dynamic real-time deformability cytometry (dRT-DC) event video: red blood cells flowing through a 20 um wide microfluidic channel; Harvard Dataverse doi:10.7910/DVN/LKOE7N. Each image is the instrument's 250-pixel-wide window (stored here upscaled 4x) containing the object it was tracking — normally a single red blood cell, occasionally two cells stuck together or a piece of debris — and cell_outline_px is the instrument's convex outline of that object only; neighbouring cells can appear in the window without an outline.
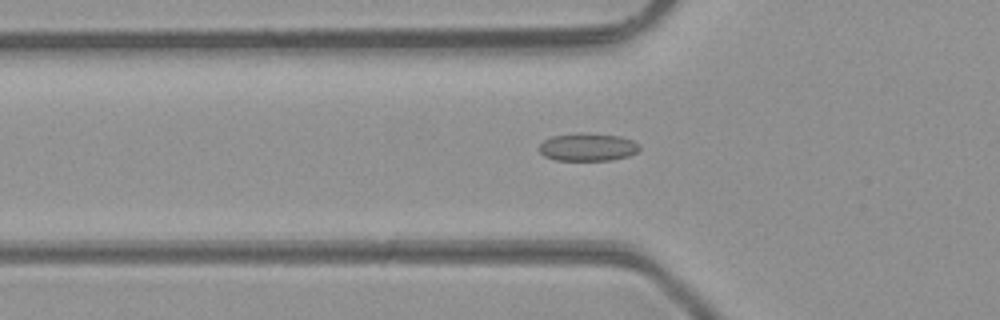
{"species": "common noctule bat (a hibernating species)", "species_latin": "Nyctalus noctula", "temperature_condition": "room temperature", "stored_images_in_passage": 46, "camera_frame_rate_fps": 3000, "um_per_image_px": 0.085, "animal": {"sex": "male", "body_mass_g": 23.1, "forearm_length_mm": 52.7}, "frame": {"image": 1, "passage_image": 15, "time_ms": 4.667, "image_size_px": [1000, 320], "cell_outline_px": [[640, 148], [636, 152], [628, 156], [612, 160], [556, 160], [544, 156], [540, 152], [540, 144], [544, 140], [552, 136], [580, 132], [620, 136], [632, 140], [640, 144]], "centroid_in_image_um": [49.96, 12.49], "position_along_channel_um": 75.8, "area_um2": 16.3}}
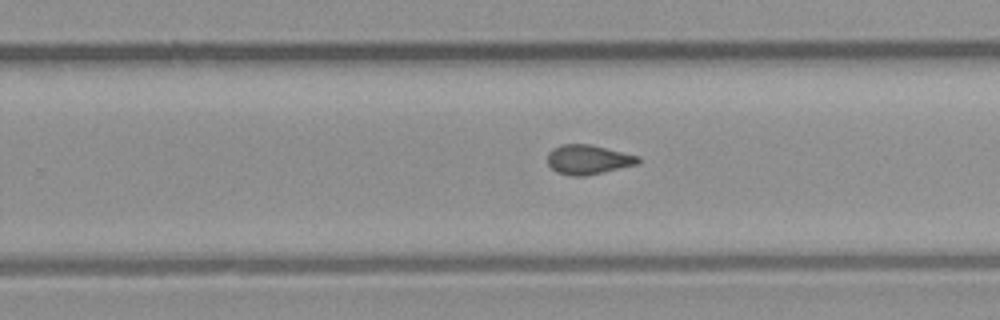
{"frame": {"image": 2, "passage_image": 29, "time_ms": 9.333, "image_size_px": [1000, 320], "cell_outline_px": [[640, 160], [636, 164], [584, 176], [568, 176], [556, 172], [548, 164], [548, 152], [552, 148], [560, 144], [592, 144], [640, 156]], "centroid_in_image_um": [49.96, 13.55], "position_along_channel_um": 279.8, "area_um2": 15.61}}
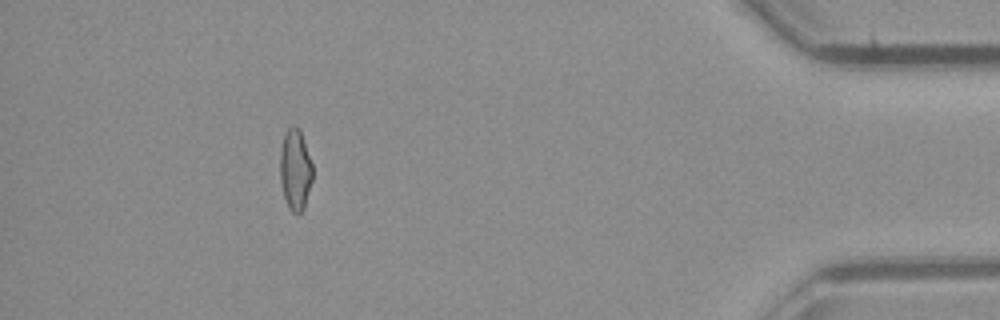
{"frame": {"image": 3, "passage_image": 42, "time_ms": 13.667, "image_size_px": [1000, 320], "cell_outline_px": [[312, 180], [304, 208], [300, 212], [292, 212], [288, 208], [284, 196], [280, 180], [280, 148], [284, 132], [292, 124], [296, 124], [300, 128], [312, 164]], "centroid_in_image_um": [25.08, 14.36], "position_along_channel_um": 410.1, "area_um2": 15.55}, "authors_computed_cell_mechanics": {"area_um2": 15.6638, "velocity_mm_per_s": 4.3452, "shape_relaxation_time_tau1_ms": null, "shape_relaxation_time_tau2_ms": 1.4907, "deformation_change_tau1": null, "deformation_change_tau2": 0.078}}